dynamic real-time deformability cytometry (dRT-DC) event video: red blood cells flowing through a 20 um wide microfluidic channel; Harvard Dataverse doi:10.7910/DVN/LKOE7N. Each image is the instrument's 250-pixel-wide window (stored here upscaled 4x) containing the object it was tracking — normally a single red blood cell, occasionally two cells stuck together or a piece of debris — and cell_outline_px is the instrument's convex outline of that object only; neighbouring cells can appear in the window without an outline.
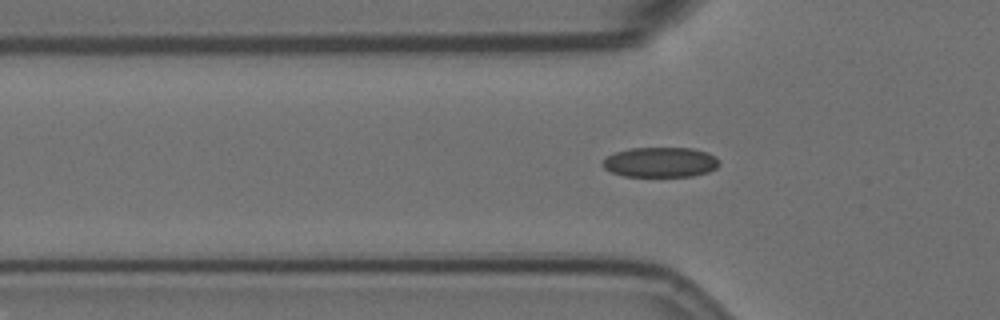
{"species": "Egyptian fruit bat (a non-hibernating species)", "species_latin": "Rousettus aegyptiacus", "temperature_condition": "room temperature", "stored_images_in_passage": 39, "camera_frame_rate_fps": 3000, "um_per_image_px": 0.085, "animal": {"sex": "female"}, "frame": {"image": 1, "passage_image": 5, "time_ms": 1.333, "image_size_px": [1000, 320], "cell_outline_px": [[720, 164], [716, 168], [708, 172], [692, 176], [624, 176], [612, 172], [604, 168], [600, 164], [608, 156], [616, 152], [628, 148], [692, 148], [708, 152], [716, 156], [720, 160]], "centroid_in_image_um": [56.17, 13.78], "position_along_channel_um": 69.6, "area_um2": 20.52}}
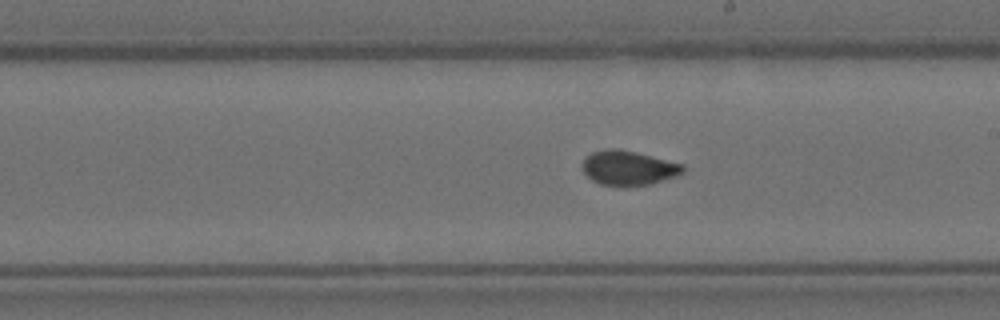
{"frame": {"image": 2, "passage_image": 19, "time_ms": 6.0, "image_size_px": [1000, 320], "cell_outline_px": [[684, 172], [676, 176], [648, 184], [600, 184], [592, 180], [584, 172], [584, 160], [592, 152], [608, 148], [620, 148], [684, 164]], "centroid_in_image_um": [53.44, 14.24], "position_along_channel_um": 235.6, "area_um2": 19.65}}
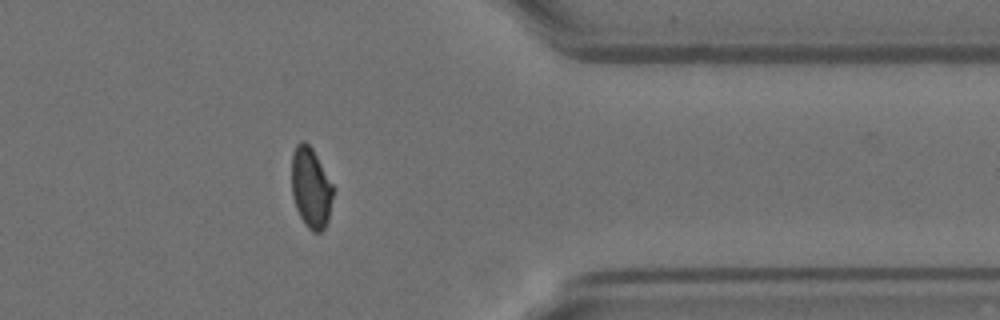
{"frame": {"image": 3, "passage_image": 33, "time_ms": 10.667, "image_size_px": [1000, 320], "cell_outline_px": [[336, 188], [328, 220], [324, 228], [320, 232], [312, 232], [304, 224], [296, 208], [292, 196], [292, 156], [296, 144], [300, 140], [304, 140], [312, 148]], "centroid_in_image_um": [26.45, 15.96], "position_along_channel_um": 384.9, "area_um2": 19.88}}